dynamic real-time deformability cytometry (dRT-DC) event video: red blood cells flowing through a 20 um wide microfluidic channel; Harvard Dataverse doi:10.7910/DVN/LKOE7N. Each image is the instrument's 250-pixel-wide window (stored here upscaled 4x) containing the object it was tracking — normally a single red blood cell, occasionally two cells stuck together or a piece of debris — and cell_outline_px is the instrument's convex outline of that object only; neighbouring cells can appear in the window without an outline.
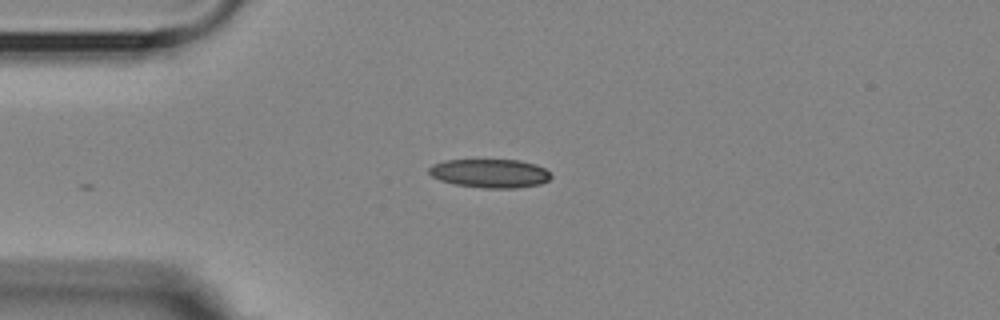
{"species": "Egyptian fruit bat (a non-hibernating species)", "species_latin": "Rousettus aegyptiacus", "temperature_condition": "room temperature", "stored_images_in_passage": 6, "camera_frame_rate_fps": 3000, "um_per_image_px": 0.085, "animal": {"sex": "female"}, "frame": {"image": 1, "passage_image": 1, "time_ms": 0.0, "image_size_px": [1000, 320], "cell_outline_px": [[552, 176], [548, 180], [540, 184], [516, 188], [480, 188], [456, 184], [440, 180], [432, 176], [428, 172], [428, 168], [432, 164], [444, 160], [520, 160], [536, 164], [544, 168]], "centroid_in_image_um": [41.63, 14.73], "position_along_channel_um": 43.4, "area_um2": 20.46}}
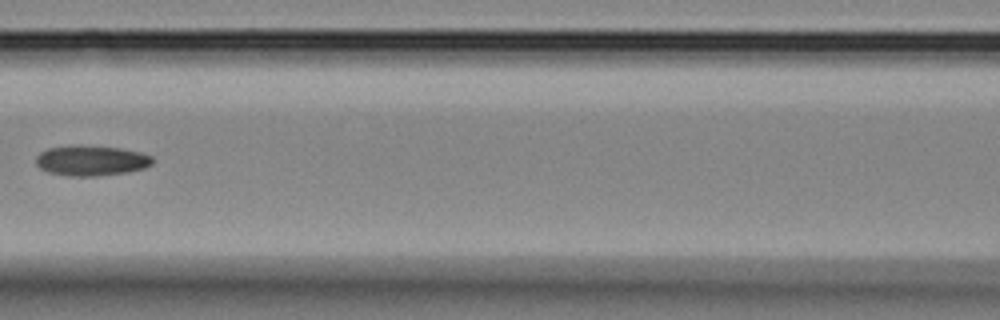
{"frame": {"image": 2, "passage_image": 4, "time_ms": 3.667, "image_size_px": [1000, 320], "cell_outline_px": [[152, 164], [144, 168], [128, 172], [96, 176], [68, 176], [48, 172], [40, 168], [36, 164], [36, 156], [40, 152], [48, 148], [72, 144], [80, 144], [120, 148], [140, 152], [152, 156]], "centroid_in_image_um": [7.73, 13.63], "position_along_channel_um": 158.9, "area_um2": 20.87}}
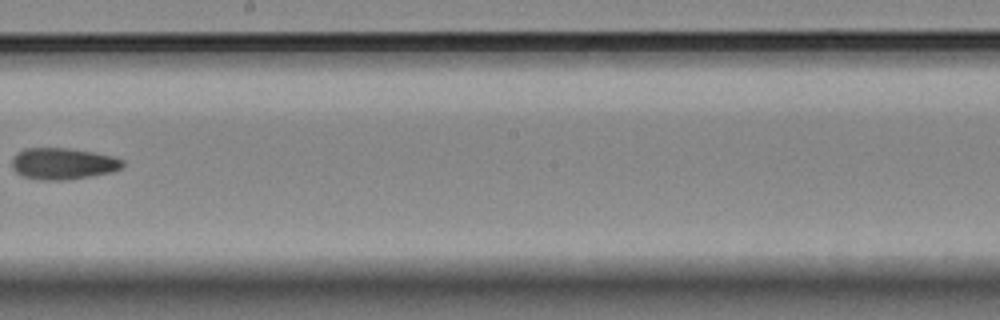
{"frame": {"image": 3, "passage_image": 6, "time_ms": 6.0, "image_size_px": [1000, 320], "cell_outline_px": [[124, 168], [112, 172], [92, 176], [64, 180], [44, 180], [24, 176], [16, 172], [12, 168], [12, 160], [16, 152], [24, 148], [68, 148], [96, 152], [116, 156], [124, 160]], "centroid_in_image_um": [5.41, 13.9], "position_along_channel_um": 242.8, "area_um2": 20.63}}